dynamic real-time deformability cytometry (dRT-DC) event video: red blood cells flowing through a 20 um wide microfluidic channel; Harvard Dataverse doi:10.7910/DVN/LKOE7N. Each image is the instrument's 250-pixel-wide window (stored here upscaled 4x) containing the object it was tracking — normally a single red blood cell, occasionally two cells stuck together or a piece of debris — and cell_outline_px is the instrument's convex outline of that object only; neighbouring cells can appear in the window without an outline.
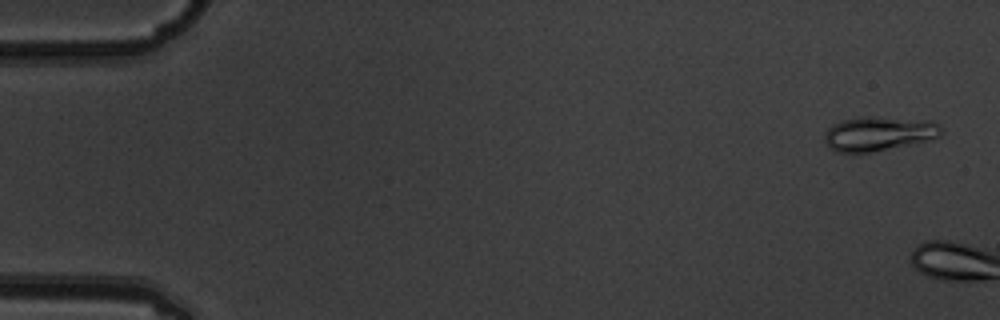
{"species": "common noctule bat (a hibernating species)", "species_latin": "Nyctalus noctula", "temperature_condition": "warm", "stored_images_in_passage": 2, "camera_frame_rate_fps": 3000, "um_per_image_px": 0.085, "animal": {"sex": "male", "body_mass_g": 19.5, "forearm_length_mm": 54.6}, "frame": {"image": 1, "passage_image": 1, "time_ms": 0.0, "image_size_px": [1000, 320], "cell_outline_px": [[940, 136], [932, 140], [856, 156], [852, 156], [836, 152], [828, 148], [824, 144], [824, 132], [832, 124], [844, 120], [860, 116], [932, 120], [940, 128]], "centroid_in_image_um": [74.6, 11.42], "position_along_channel_um": 10.4, "area_um2": 24.28}}